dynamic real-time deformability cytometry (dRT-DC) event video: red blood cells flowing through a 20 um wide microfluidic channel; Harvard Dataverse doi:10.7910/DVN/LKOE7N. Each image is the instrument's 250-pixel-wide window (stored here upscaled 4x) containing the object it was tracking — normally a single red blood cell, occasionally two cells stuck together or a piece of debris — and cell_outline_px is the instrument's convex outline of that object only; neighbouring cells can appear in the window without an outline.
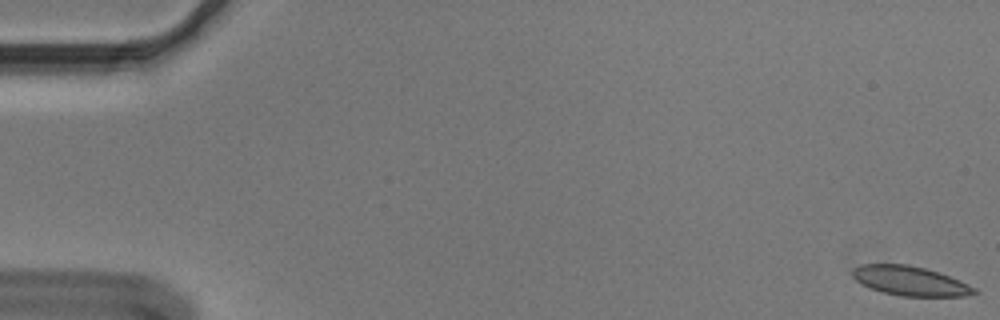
{"species": "Egyptian fruit bat (a non-hibernating species)", "species_latin": "Rousettus aegyptiacus", "temperature_condition": "cold", "stored_images_in_passage": 13, "camera_frame_rate_fps": 3000, "um_per_image_px": 0.085, "animal": {"sex": "male"}, "frame": {"image": 1, "passage_image": 1, "time_ms": 0.0, "image_size_px": [1000, 320], "cell_outline_px": [[980, 292], [968, 296], [900, 296], [884, 292], [872, 288], [856, 280], [852, 276], [852, 268], [860, 264], [908, 264], [924, 268], [960, 280], [976, 288]], "centroid_in_image_um": [77.38, 23.87], "position_along_channel_um": 7.6, "area_um2": 20.75}}